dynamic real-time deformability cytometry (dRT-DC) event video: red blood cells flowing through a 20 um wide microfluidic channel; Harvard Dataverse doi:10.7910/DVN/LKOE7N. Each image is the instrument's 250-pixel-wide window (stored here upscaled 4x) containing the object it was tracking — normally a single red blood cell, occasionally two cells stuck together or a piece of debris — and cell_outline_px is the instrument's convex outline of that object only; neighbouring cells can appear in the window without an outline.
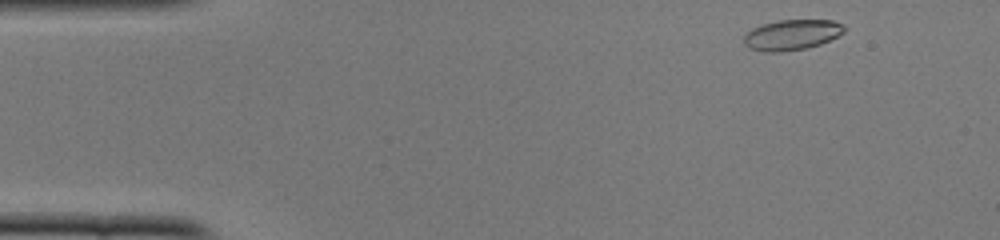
{"species": "common noctule bat (a hibernating species)", "species_latin": "Nyctalus noctula", "temperature_condition": "cold", "stored_images_in_passage": 47, "camera_frame_rate_fps": 3000, "um_per_image_px": 0.085, "animal": {"sex": "female", "body_mass_g": 22.0, "forearm_length_mm": 56.7}, "frame": {"image": 1, "passage_image": 1, "time_ms": 0.0, "image_size_px": [1000, 240], "cell_outline_px": [[848, 28], [844, 32], [820, 44], [808, 48], [776, 52], [764, 52], [748, 48], [744, 44], [744, 36], [752, 28], [764, 24], [780, 20], [832, 20], [844, 24]], "centroid_in_image_um": [67.32, 2.96], "position_along_channel_um": 17.7, "area_um2": 17.8}}
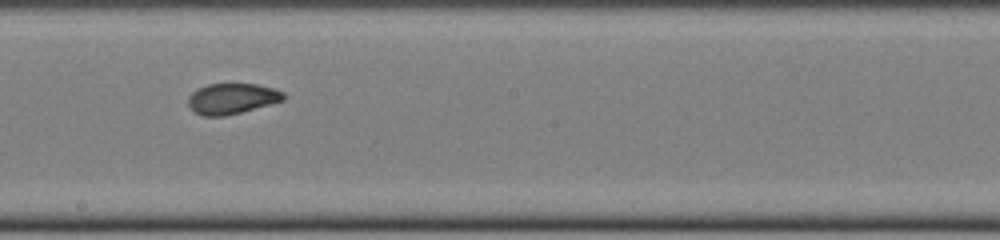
{"frame": {"image": 2, "passage_image": 24, "time_ms": 7.667, "image_size_px": [1000, 240], "cell_outline_px": [[284, 100], [240, 112], [224, 116], [204, 116], [196, 112], [188, 104], [188, 96], [192, 92], [208, 84], [256, 84], [272, 88], [284, 92]], "centroid_in_image_um": [19.71, 8.38], "position_along_channel_um": 228.5, "area_um2": 16.7}}
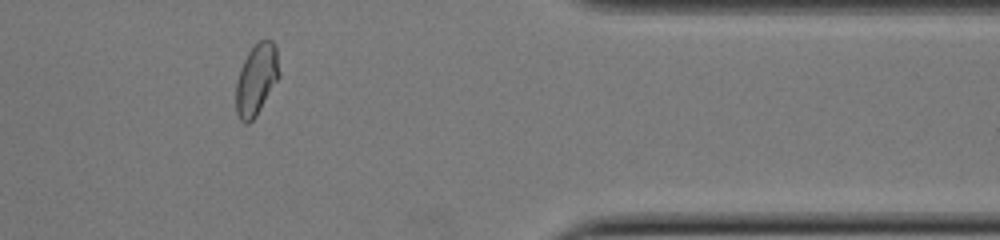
{"frame": {"image": 3, "passage_image": 38, "time_ms": 12.333, "image_size_px": [1000, 240], "cell_outline_px": [[280, 76], [256, 116], [248, 124], [244, 124], [240, 120], [236, 112], [236, 80], [240, 68], [248, 52], [260, 40], [272, 40], [276, 44], [280, 72]], "centroid_in_image_um": [21.8, 6.76], "position_along_channel_um": 389.6, "area_um2": 18.09}, "authors_computed_cell_mechanics": {"area_um2": 17.8024, "velocity_mm_per_s": 3.9136, "shape_relaxation_time_tau1_ms": 7.6806, "shape_relaxation_time_tau2_ms": 1.5619, "deformation_change_tau1": 0.1946, "deformation_change_tau2": 0.0667}}